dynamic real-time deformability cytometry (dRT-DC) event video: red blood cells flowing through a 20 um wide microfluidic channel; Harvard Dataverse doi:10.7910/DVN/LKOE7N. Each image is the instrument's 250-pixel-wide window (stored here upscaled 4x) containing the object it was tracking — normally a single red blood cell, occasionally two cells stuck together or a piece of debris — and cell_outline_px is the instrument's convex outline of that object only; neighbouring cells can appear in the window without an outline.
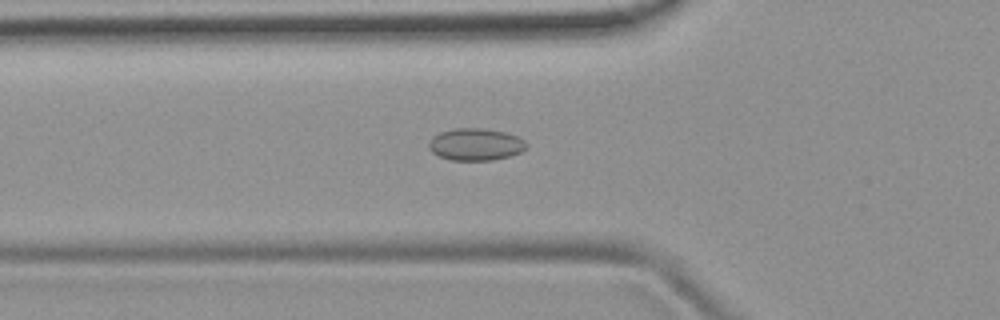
{"species": "common noctule bat (a hibernating species)", "species_latin": "Nyctalus noctula", "temperature_condition": "room temperature", "stored_images_in_passage": 51, "camera_frame_rate_fps": 3000, "um_per_image_px": 0.085, "animal": {"sex": "female", "body_mass_g": 19.9}, "frame": {"image": 1, "passage_image": 17, "time_ms": 5.333, "image_size_px": [1000, 320], "cell_outline_px": [[528, 144], [520, 152], [508, 156], [492, 160], [452, 160], [440, 156], [432, 152], [428, 148], [428, 144], [432, 136], [440, 132], [456, 128], [484, 128], [504, 132], [516, 136], [524, 140]], "centroid_in_image_um": [40.4, 12.26], "position_along_channel_um": 85.4, "area_um2": 18.15}}
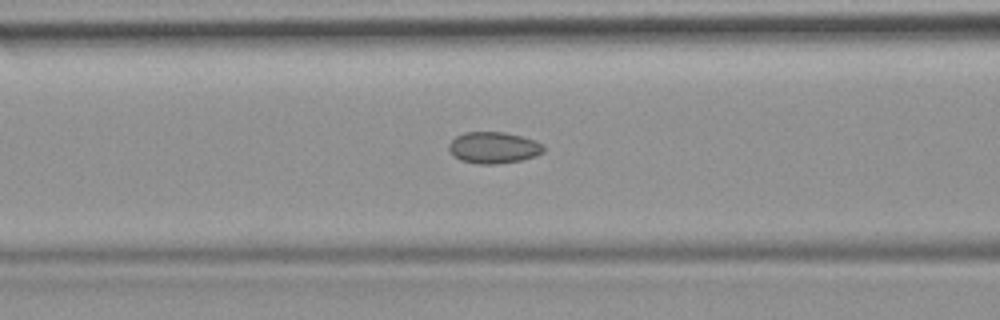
{"frame": {"image": 2, "passage_image": 20, "time_ms": 6.333, "image_size_px": [1000, 320], "cell_outline_px": [[544, 152], [536, 156], [520, 160], [496, 164], [480, 164], [460, 160], [452, 156], [448, 152], [448, 144], [456, 136], [464, 132], [504, 132], [536, 140], [544, 144]], "centroid_in_image_um": [41.94, 12.55], "position_along_channel_um": 124.7, "area_um2": 17.57}}
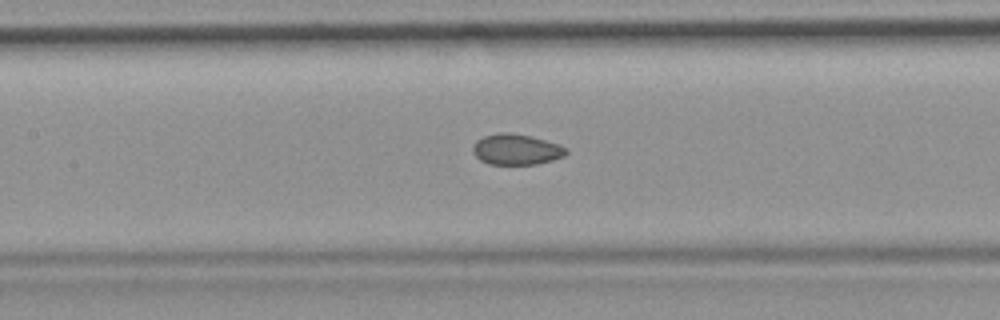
{"frame": {"image": 3, "passage_image": 23, "time_ms": 7.333, "image_size_px": [1000, 320], "cell_outline_px": [[568, 152], [564, 156], [552, 160], [536, 164], [488, 164], [480, 160], [472, 152], [472, 144], [476, 140], [484, 136], [500, 132], [508, 132], [532, 136], [560, 144], [568, 148]], "centroid_in_image_um": [43.88, 12.69], "position_along_channel_um": 163.5, "area_um2": 16.94}, "authors_computed_cell_mechanics": {"area_um2": 17.2822, "velocity_mm_per_s": 3.8806, "shape_relaxation_time_tau1_ms": null, "shape_relaxation_time_tau2_ms": 1.6487, "deformation_change_tau1": null, "deformation_change_tau2": 0.0525}}